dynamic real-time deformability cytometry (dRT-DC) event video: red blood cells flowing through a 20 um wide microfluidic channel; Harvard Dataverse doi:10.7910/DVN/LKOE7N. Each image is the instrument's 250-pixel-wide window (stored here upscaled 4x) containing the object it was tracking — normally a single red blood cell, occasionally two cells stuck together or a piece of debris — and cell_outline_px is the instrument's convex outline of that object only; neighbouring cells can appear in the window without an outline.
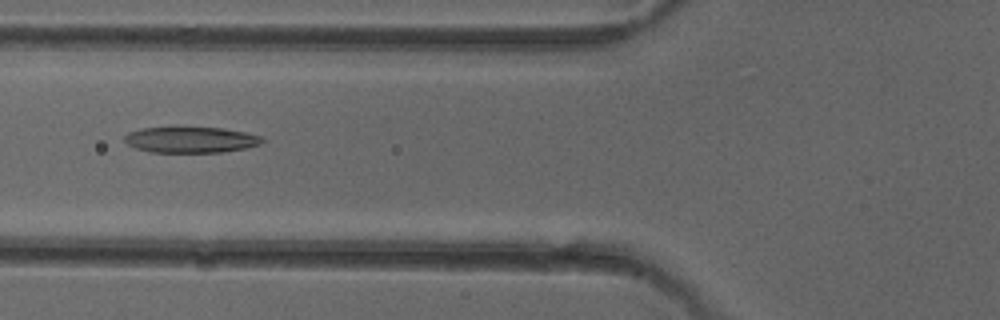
{"species": "common noctule bat (a hibernating species)", "species_latin": "Nyctalus noctula", "temperature_condition": "cold", "stored_images_in_passage": 5, "camera_frame_rate_fps": 3000, "um_per_image_px": 0.085, "animal": {"sex": "female"}, "frame": {"image": 1, "passage_image": 5, "time_ms": 4.667, "image_size_px": [1000, 320], "cell_outline_px": [[264, 140], [260, 144], [244, 148], [220, 152], [148, 152], [136, 148], [128, 144], [124, 140], [124, 136], [128, 132], [140, 128], [224, 128], [264, 136]], "centroid_in_image_um": [16.21, 11.88], "position_along_channel_um": 109.6, "area_um2": 20.63}}